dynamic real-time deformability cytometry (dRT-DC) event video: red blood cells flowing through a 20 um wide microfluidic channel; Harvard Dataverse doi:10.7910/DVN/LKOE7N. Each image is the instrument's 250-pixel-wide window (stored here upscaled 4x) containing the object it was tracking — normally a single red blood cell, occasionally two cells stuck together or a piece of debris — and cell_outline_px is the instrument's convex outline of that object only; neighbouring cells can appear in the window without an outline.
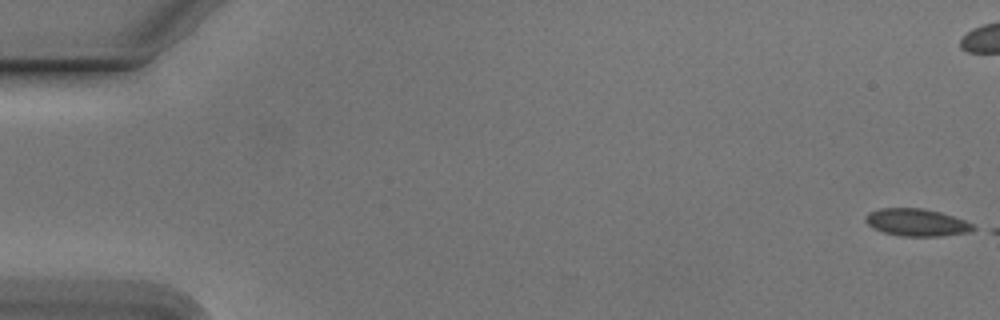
{"species": "Egyptian fruit bat (a non-hibernating species)", "species_latin": "Rousettus aegyptiacus", "temperature_condition": "cold", "stored_images_in_passage": 8, "camera_frame_rate_fps": 3000, "um_per_image_px": 0.085, "animal": {"sex": "male"}, "frame": {"image": 1, "passage_image": 1, "time_ms": 0.0, "image_size_px": [1000, 320], "cell_outline_px": [[976, 228], [968, 232], [936, 236], [900, 236], [884, 232], [872, 228], [864, 220], [864, 216], [868, 212], [880, 208], [924, 208], [940, 212], [964, 220], [972, 224]], "centroid_in_image_um": [77.85, 18.89], "position_along_channel_um": 7.1, "area_um2": 17.11}}